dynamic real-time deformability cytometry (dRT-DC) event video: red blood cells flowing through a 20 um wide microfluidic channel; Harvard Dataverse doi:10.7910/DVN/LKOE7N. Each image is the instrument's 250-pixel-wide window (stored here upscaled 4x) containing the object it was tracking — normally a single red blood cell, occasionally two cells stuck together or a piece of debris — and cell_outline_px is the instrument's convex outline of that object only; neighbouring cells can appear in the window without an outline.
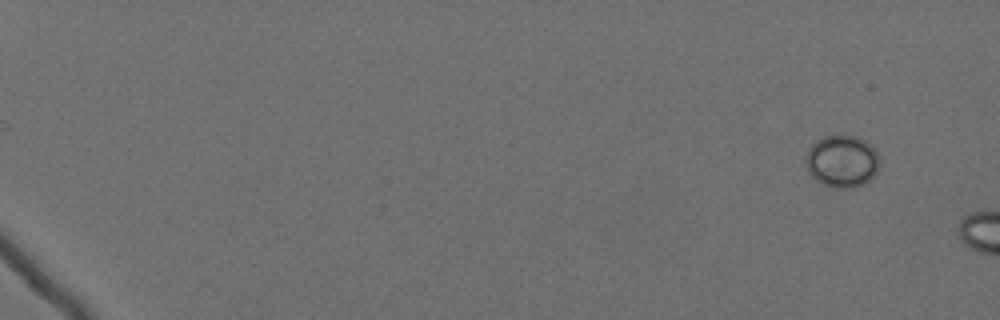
{"species": "Egyptian fruit bat (a non-hibernating species)", "species_latin": "Rousettus aegyptiacus", "temperature_condition": "cold", "stored_images_in_passage": 11, "camera_frame_rate_fps": 3000, "um_per_image_px": 0.085, "animal": {"sex": "female"}, "frame": {"image": 1, "passage_image": 5, "time_ms": 1.333, "image_size_px": [1000, 320], "cell_outline_px": [[880, 164], [876, 172], [864, 184], [852, 188], [832, 188], [820, 184], [808, 172], [804, 160], [808, 148], [816, 140], [824, 136], [840, 132], [856, 136], [864, 140], [876, 152], [880, 160]], "centroid_in_image_um": [71.53, 13.68], "position_along_channel_um": 13.5, "area_um2": 23.06}}